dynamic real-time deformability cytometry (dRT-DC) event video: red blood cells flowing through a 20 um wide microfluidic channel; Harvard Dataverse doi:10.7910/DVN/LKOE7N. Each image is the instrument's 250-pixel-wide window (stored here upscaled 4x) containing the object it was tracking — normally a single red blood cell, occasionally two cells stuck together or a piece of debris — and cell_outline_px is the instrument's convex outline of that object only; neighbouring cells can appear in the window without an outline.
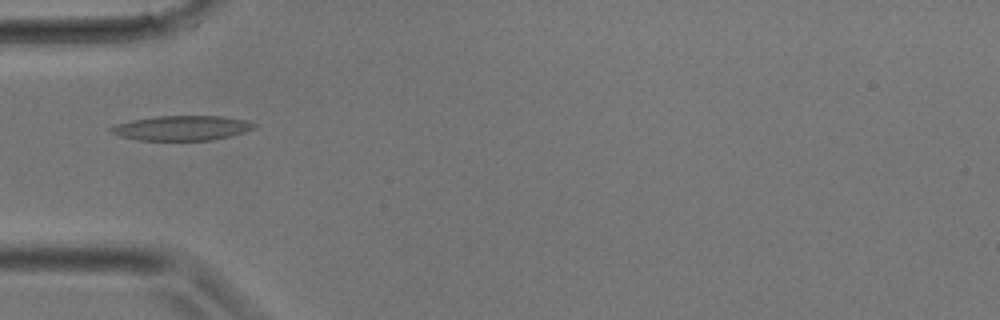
{"species": "common noctule bat (a hibernating species)", "species_latin": "Nyctalus noctula", "temperature_condition": "room temperature", "stored_images_in_passage": 3, "camera_frame_rate_fps": 3000, "um_per_image_px": 0.085, "animal": {"sex": "male", "body_mass_g": 17.9}, "frame": {"image": 1, "passage_image": 3, "time_ms": 0.667, "image_size_px": [1000, 320], "cell_outline_px": [[256, 128], [232, 136], [212, 140], [140, 140], [120, 136], [108, 132], [108, 128], [116, 124], [132, 120], [156, 116], [220, 116], [248, 120], [256, 124]], "centroid_in_image_um": [15.47, 10.88], "position_along_channel_um": 69.5, "area_um2": 20.81}}